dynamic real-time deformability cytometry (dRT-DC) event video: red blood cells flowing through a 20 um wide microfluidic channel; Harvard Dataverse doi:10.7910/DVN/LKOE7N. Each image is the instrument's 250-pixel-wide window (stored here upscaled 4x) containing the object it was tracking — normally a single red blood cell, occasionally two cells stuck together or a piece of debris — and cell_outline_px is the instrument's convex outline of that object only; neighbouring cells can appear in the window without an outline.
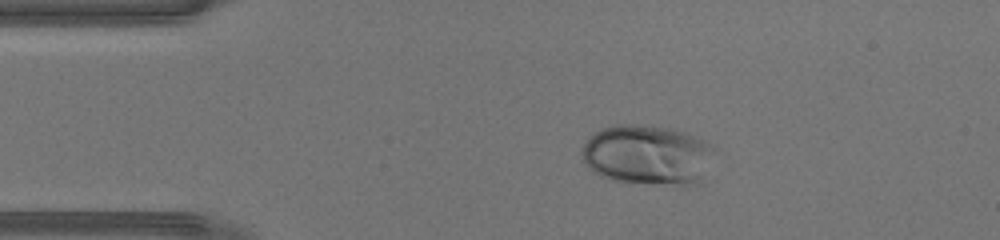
{"species": "human", "species_latin": "Homo sapiens", "temperature_condition": "warm", "stored_images_in_passage": 37, "camera_frame_rate_fps": 3000, "um_per_image_px": 0.085, "donor": {"sex": "male"}, "frame": {"image": 1, "passage_image": 1, "time_ms": 0.0, "image_size_px": [1000, 240], "cell_outline_px": [[716, 148], [704, 184], [684, 188], [680, 188], [616, 180], [600, 176], [592, 172], [584, 160], [584, 144], [596, 132], [604, 128], [616, 124], [636, 124], [668, 128], [688, 132], [712, 144]], "centroid_in_image_um": [55.19, 13.23], "position_along_channel_um": 29.8, "area_um2": 47.63}}
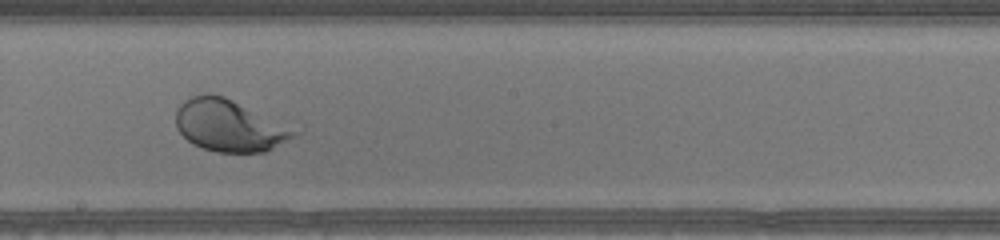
{"frame": {"image": 2, "passage_image": 17, "time_ms": 5.333, "image_size_px": [1000, 240], "cell_outline_px": [[300, 132], [296, 136], [264, 152], [216, 152], [192, 144], [176, 128], [176, 108], [184, 100], [192, 96], [208, 92], [224, 96]], "centroid_in_image_um": [19.43, 10.67], "position_along_channel_um": 228.8, "area_um2": 35.26}}
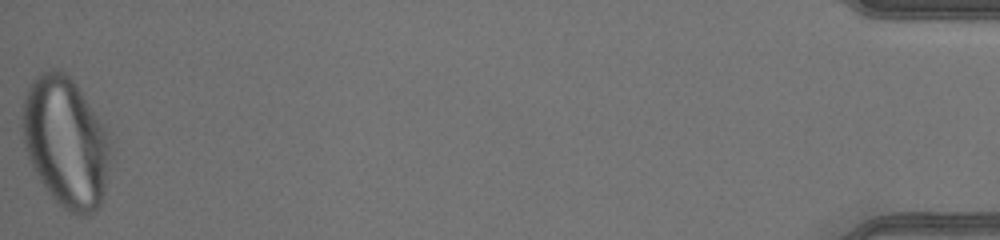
{"frame": {"image": 3, "passage_image": 37, "time_ms": 12.0, "image_size_px": [1000, 240], "cell_outline_px": [[108, 172], [104, 192], [100, 208], [84, 216], [76, 216], [64, 208], [48, 192], [40, 180], [24, 148], [20, 128], [20, 116], [24, 100], [28, 88], [32, 80], [40, 72], [52, 68], [60, 68], [76, 84], [108, 128]], "centroid_in_image_um": [5.57, 12.05], "position_along_channel_um": 429.6, "area_um2": 67.28}}